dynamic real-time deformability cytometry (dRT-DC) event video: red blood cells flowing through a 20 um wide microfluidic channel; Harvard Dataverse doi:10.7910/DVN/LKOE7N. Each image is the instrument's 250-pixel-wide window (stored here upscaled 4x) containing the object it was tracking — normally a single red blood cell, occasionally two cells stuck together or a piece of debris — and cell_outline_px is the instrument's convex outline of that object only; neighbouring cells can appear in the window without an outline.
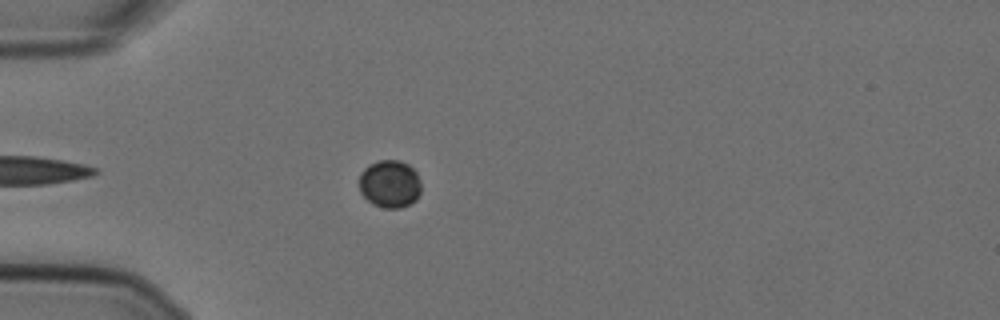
{"species": "Egyptian fruit bat (a non-hibernating species)", "species_latin": "Rousettus aegyptiacus", "temperature_condition": "cold", "stored_images_in_passage": 29, "camera_frame_rate_fps": 3000, "um_per_image_px": 0.085, "animal": {"sex": "female"}, "frame": {"image": 1, "passage_image": 8, "time_ms": 2.333, "image_size_px": [1000, 320], "cell_outline_px": [[420, 192], [416, 200], [400, 208], [384, 208], [372, 204], [360, 192], [360, 172], [368, 164], [380, 160], [400, 160], [408, 164], [416, 172], [420, 180]], "centroid_in_image_um": [33.13, 15.62], "position_along_channel_um": 51.9, "area_um2": 17.28}}
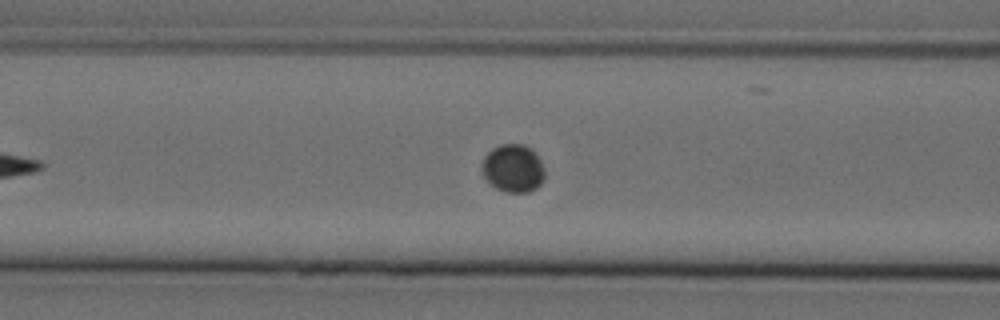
{"frame": {"image": 2, "passage_image": 15, "time_ms": 4.667, "image_size_px": [1000, 320], "cell_outline_px": [[544, 180], [536, 188], [528, 192], [504, 192], [496, 188], [484, 176], [480, 168], [480, 164], [484, 156], [492, 148], [500, 144], [524, 144], [532, 148], [540, 160], [544, 168]], "centroid_in_image_um": [43.6, 14.29], "position_along_channel_um": 123.0, "area_um2": 17.74}}
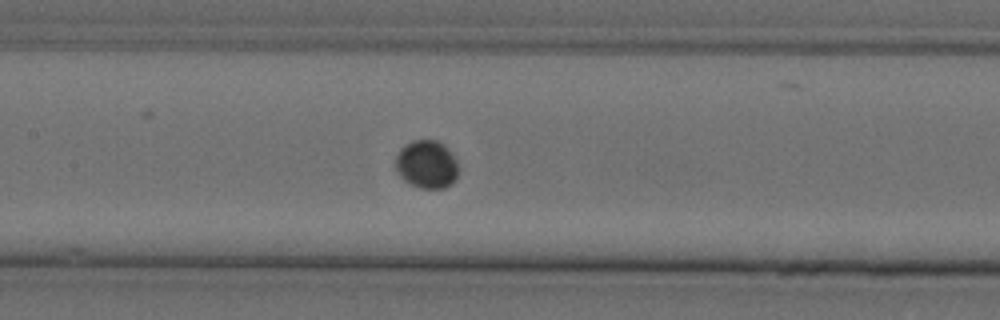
{"frame": {"image": 3, "passage_image": 19, "time_ms": 6.0, "image_size_px": [1000, 320], "cell_outline_px": [[456, 180], [452, 184], [444, 188], [420, 188], [404, 180], [396, 172], [396, 156], [400, 148], [412, 140], [436, 140], [444, 144], [456, 160]], "centroid_in_image_um": [36.25, 13.97], "position_along_channel_um": 171.2, "area_um2": 17.51}}